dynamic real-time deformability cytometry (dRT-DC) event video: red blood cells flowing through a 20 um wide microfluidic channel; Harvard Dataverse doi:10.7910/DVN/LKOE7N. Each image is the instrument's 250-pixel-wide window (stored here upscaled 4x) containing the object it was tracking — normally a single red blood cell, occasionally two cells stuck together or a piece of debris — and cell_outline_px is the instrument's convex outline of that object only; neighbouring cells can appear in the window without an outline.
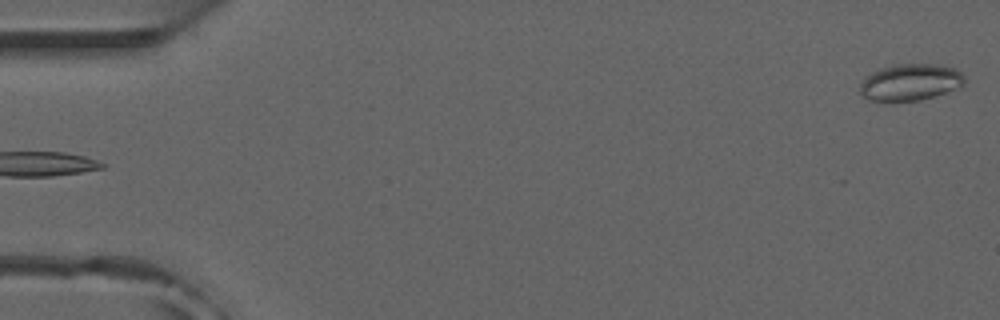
{"species": "common noctule bat (a hibernating species)", "species_latin": "Nyctalus noctula", "temperature_condition": "room temperature", "stored_images_in_passage": 14, "camera_frame_rate_fps": 3000, "um_per_image_px": 0.085, "animal": {"sex": "male", "forearm_length_mm": 52.5}, "frame": {"image": 1, "passage_image": 1, "time_ms": 0.0, "image_size_px": [1000, 320], "cell_outline_px": [[964, 84], [944, 92], [920, 100], [868, 100], [860, 92], [860, 84], [864, 76], [872, 72], [892, 64], [932, 64], [952, 68], [960, 72], [964, 76]], "centroid_in_image_um": [77.32, 6.97], "position_along_channel_um": 7.7, "area_um2": 21.85}}